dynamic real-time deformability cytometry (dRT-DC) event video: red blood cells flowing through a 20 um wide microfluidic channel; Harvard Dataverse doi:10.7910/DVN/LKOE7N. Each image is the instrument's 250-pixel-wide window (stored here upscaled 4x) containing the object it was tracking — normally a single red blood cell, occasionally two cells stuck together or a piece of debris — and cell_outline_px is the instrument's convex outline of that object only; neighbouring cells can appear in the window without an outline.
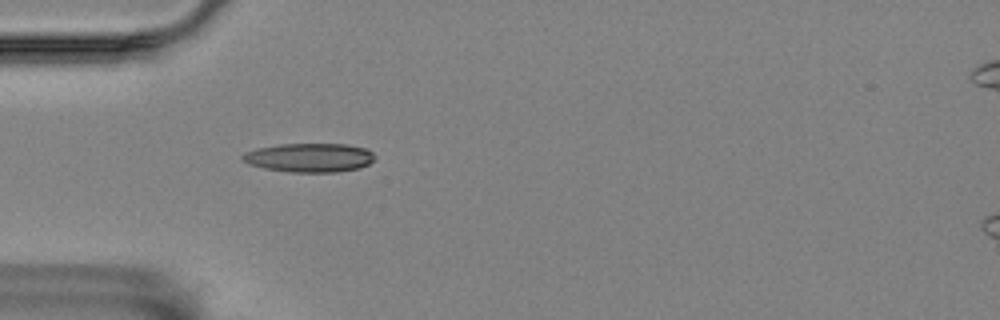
{"species": "Egyptian fruit bat (a non-hibernating species)", "species_latin": "Rousettus aegyptiacus", "temperature_condition": "room temperature", "stored_images_in_passage": 4, "camera_frame_rate_fps": 3000, "um_per_image_px": 0.085, "animal": {"sex": "female"}, "frame": {"image": 1, "passage_image": 4, "time_ms": 1.0, "image_size_px": [1000, 320], "cell_outline_px": [[376, 156], [368, 164], [360, 168], [336, 172], [288, 172], [264, 168], [248, 164], [240, 160], [240, 156], [256, 148], [280, 144], [348, 144], [364, 148], [372, 152]], "centroid_in_image_um": [26.28, 13.4], "position_along_channel_um": 58.7, "area_um2": 22.37}}